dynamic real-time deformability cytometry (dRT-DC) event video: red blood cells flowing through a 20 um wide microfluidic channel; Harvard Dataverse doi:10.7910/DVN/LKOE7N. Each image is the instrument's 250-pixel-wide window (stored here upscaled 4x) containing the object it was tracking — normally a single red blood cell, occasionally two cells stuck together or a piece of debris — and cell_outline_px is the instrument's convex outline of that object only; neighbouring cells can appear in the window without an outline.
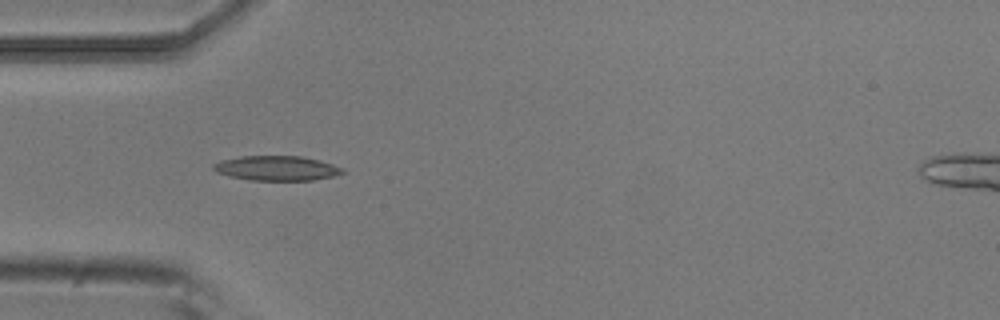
{"species": "common noctule bat (a hibernating species)", "species_latin": "Nyctalus noctula", "temperature_condition": "room temperature", "stored_images_in_passage": 6, "camera_frame_rate_fps": 3000, "um_per_image_px": 0.085, "animal": {"sex": "male", "body_mass_g": 20.5, "forearm_length_mm": 52.5}, "frame": {"image": 1, "passage_image": 5, "time_ms": 1.333, "image_size_px": [1000, 320], "cell_outline_px": [[344, 172], [332, 176], [312, 180], [252, 180], [228, 176], [216, 172], [212, 168], [212, 164], [220, 160], [240, 156], [300, 156], [320, 160], [344, 168]], "centroid_in_image_um": [23.47, 14.29], "position_along_channel_um": 61.5, "area_um2": 18.61}}
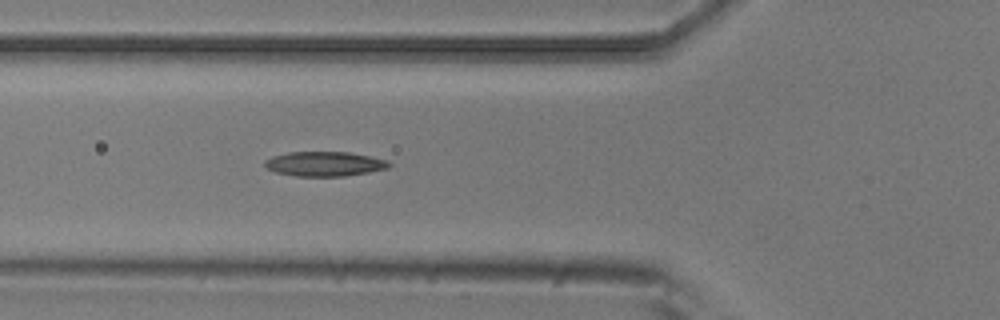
{"frame": {"image": 2, "passage_image": 6, "time_ms": 1.667, "image_size_px": [1000, 320], "cell_outline_px": [[392, 164], [388, 168], [368, 172], [344, 176], [296, 176], [276, 172], [268, 168], [264, 164], [264, 160], [272, 156], [288, 152], [348, 152], [388, 160]], "centroid_in_image_um": [27.58, 13.92], "position_along_channel_um": 98.2, "area_um2": 17.74}}